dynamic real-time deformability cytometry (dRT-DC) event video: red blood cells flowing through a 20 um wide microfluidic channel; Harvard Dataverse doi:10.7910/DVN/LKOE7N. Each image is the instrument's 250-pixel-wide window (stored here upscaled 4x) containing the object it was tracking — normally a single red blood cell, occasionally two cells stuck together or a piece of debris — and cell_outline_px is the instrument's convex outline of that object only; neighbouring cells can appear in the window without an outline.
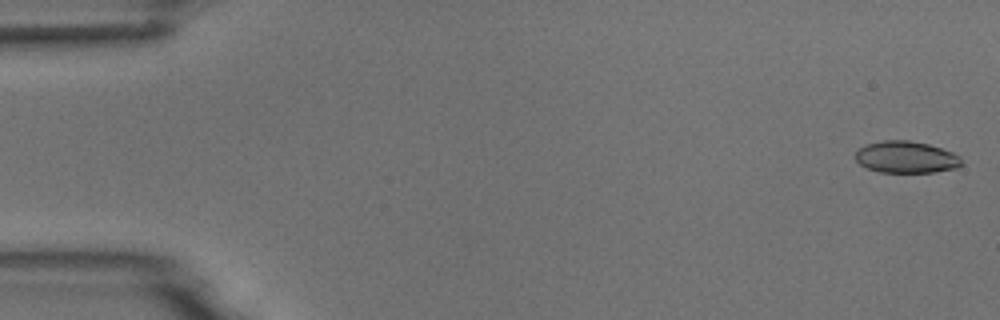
{"species": "common noctule bat (a hibernating species)", "species_latin": "Nyctalus noctula", "temperature_condition": "room temperature", "stored_images_in_passage": 5, "camera_frame_rate_fps": 3000, "um_per_image_px": 0.085, "animal": {"sex": "male", "body_mass_g": 18.8}, "frame": {"image": 1, "passage_image": 1, "time_ms": 0.0, "image_size_px": [1000, 320], "cell_outline_px": [[964, 164], [956, 168], [936, 172], [880, 172], [868, 168], [860, 164], [856, 160], [856, 152], [860, 148], [868, 144], [884, 140], [908, 140], [928, 144], [952, 152], [960, 156]], "centroid_in_image_um": [77.06, 13.36], "position_along_channel_um": 7.9, "area_um2": 19.59}}
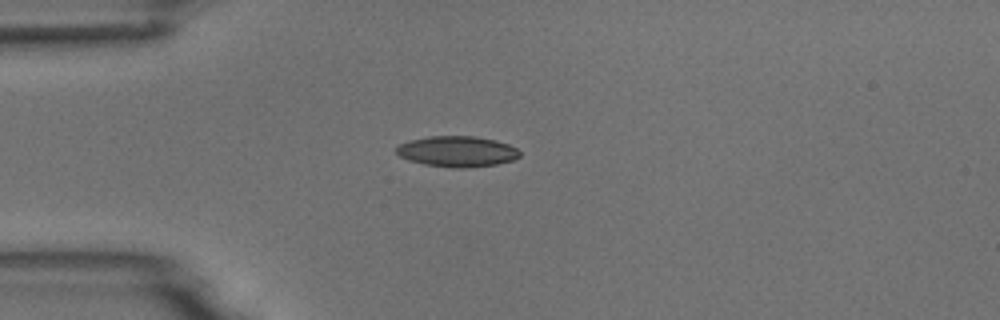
{"frame": {"image": 2, "passage_image": 4, "time_ms": 4.333, "image_size_px": [1000, 320], "cell_outline_px": [[520, 156], [512, 160], [496, 164], [464, 168], [452, 168], [424, 164], [408, 160], [400, 156], [396, 152], [396, 148], [400, 144], [408, 140], [428, 136], [476, 136], [496, 140], [508, 144], [516, 148], [520, 152]], "centroid_in_image_um": [38.84, 12.87], "position_along_channel_um": 46.2, "area_um2": 22.14}}